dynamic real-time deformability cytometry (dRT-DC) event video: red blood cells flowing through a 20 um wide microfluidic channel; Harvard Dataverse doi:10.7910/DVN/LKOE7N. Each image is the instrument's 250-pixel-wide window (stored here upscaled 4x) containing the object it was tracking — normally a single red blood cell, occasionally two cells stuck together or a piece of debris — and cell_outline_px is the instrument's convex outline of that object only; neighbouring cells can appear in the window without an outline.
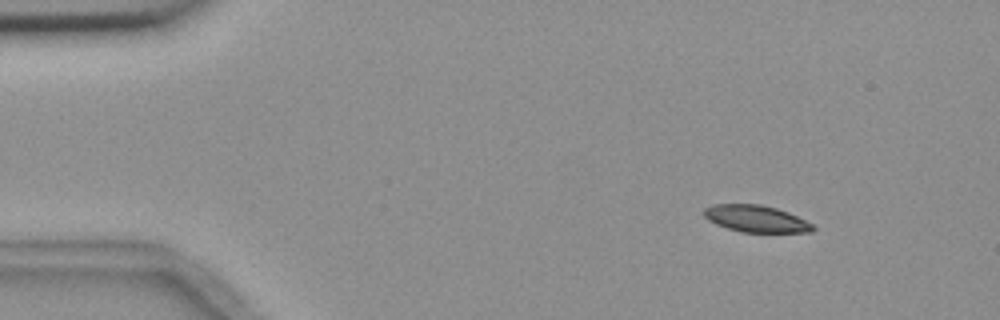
{"species": "common noctule bat (a hibernating species)", "species_latin": "Nyctalus noctula", "temperature_condition": "room temperature", "stored_images_in_passage": 7, "camera_frame_rate_fps": 3000, "um_per_image_px": 0.085, "animal": {"sex": "female", "body_mass_g": 18.4}, "frame": {"image": 1, "passage_image": 2, "time_ms": 1.333, "image_size_px": [1000, 320], "cell_outline_px": [[816, 228], [812, 232], [740, 232], [716, 224], [708, 220], [704, 216], [704, 208], [712, 204], [760, 204], [776, 208], [788, 212], [812, 224]], "centroid_in_image_um": [64.24, 18.59], "position_along_channel_um": 20.8, "area_um2": 16.99}}
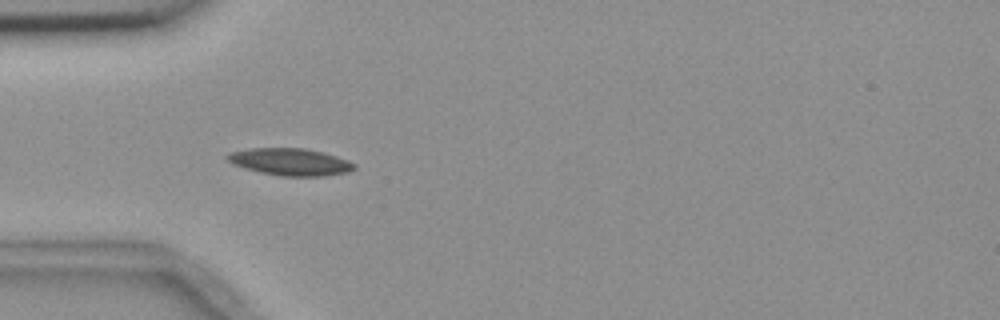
{"frame": {"image": 2, "passage_image": 5, "time_ms": 4.667, "image_size_px": [1000, 320], "cell_outline_px": [[356, 168], [348, 172], [324, 176], [280, 176], [260, 172], [244, 168], [232, 164], [224, 156], [228, 152], [252, 148], [304, 148], [324, 152], [348, 160], [356, 164]], "centroid_in_image_um": [24.66, 13.76], "position_along_channel_um": 60.3, "area_um2": 20.23}}
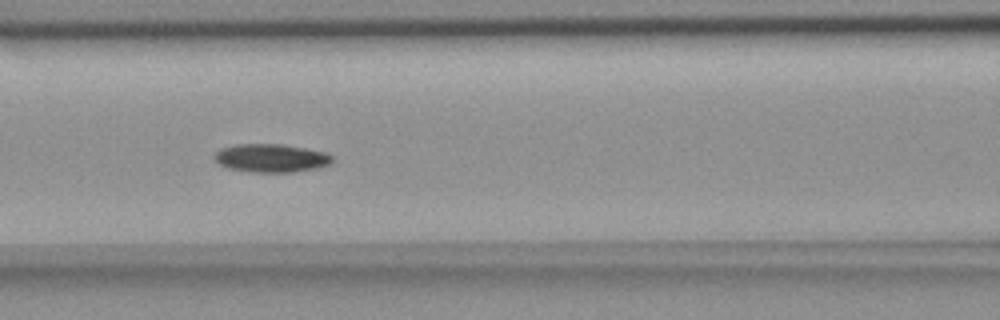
{"frame": {"image": 3, "passage_image": 7, "time_ms": 7.0, "image_size_px": [1000, 320], "cell_outline_px": [[332, 160], [328, 164], [316, 168], [292, 172], [248, 172], [228, 168], [220, 164], [216, 160], [216, 152], [220, 148], [236, 144], [284, 144], [324, 152], [332, 156]], "centroid_in_image_um": [23.02, 13.43], "position_along_channel_um": 143.6, "area_um2": 19.25}}